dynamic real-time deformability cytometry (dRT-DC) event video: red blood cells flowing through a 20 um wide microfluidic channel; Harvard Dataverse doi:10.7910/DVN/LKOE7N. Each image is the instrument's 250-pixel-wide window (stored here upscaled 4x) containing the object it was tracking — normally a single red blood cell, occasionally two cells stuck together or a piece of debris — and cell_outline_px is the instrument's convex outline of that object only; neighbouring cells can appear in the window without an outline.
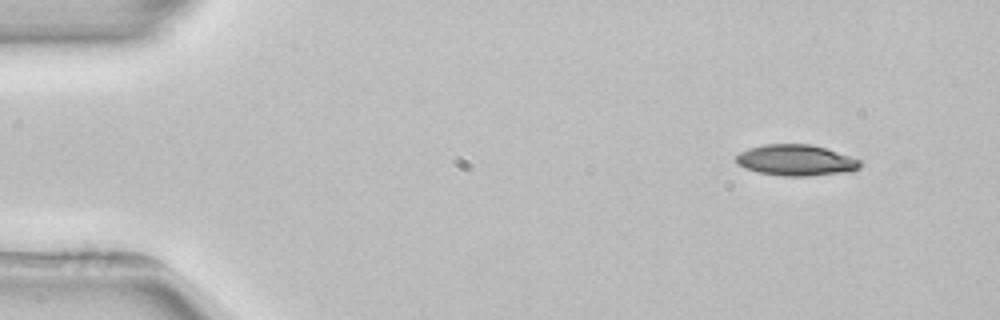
{"species": "common noctule bat (a hibernating species)", "species_latin": "Nyctalus noctula", "temperature_condition": "room temperature", "stored_images_in_passage": 4, "camera_frame_rate_fps": 3000, "um_per_image_px": 0.085, "animal": {"sex": "female", "body_mass_g": 22.7, "forearm_length_mm": 54.2}, "frame": {"image": 1, "passage_image": 1, "time_ms": 0.0, "image_size_px": [1000, 320], "cell_outline_px": [[860, 168], [852, 172], [808, 176], [784, 176], [760, 172], [744, 168], [736, 164], [736, 156], [740, 152], [748, 148], [764, 144], [812, 144], [860, 160]], "centroid_in_image_um": [67.64, 13.62], "position_along_channel_um": 17.4, "area_um2": 22.43}}
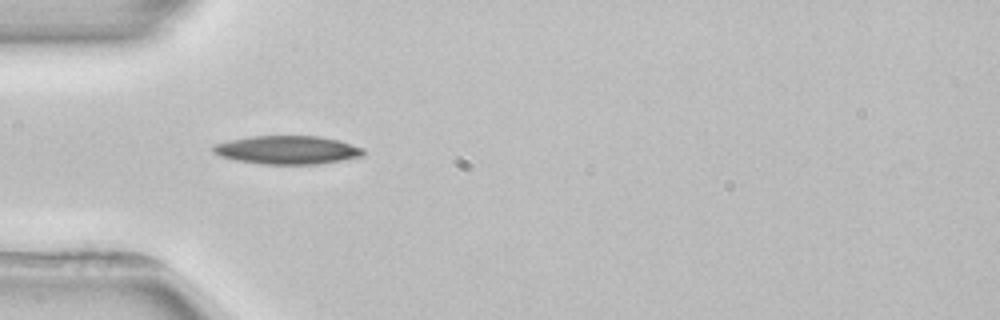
{"frame": {"image": 2, "passage_image": 4, "time_ms": 3.667, "image_size_px": [1000, 320], "cell_outline_px": [[364, 156], [320, 164], [260, 164], [236, 160], [220, 156], [212, 152], [212, 144], [252, 136], [320, 136], [340, 140], [364, 148]], "centroid_in_image_um": [24.44, 12.75], "position_along_channel_um": 60.6, "area_um2": 25.03}}